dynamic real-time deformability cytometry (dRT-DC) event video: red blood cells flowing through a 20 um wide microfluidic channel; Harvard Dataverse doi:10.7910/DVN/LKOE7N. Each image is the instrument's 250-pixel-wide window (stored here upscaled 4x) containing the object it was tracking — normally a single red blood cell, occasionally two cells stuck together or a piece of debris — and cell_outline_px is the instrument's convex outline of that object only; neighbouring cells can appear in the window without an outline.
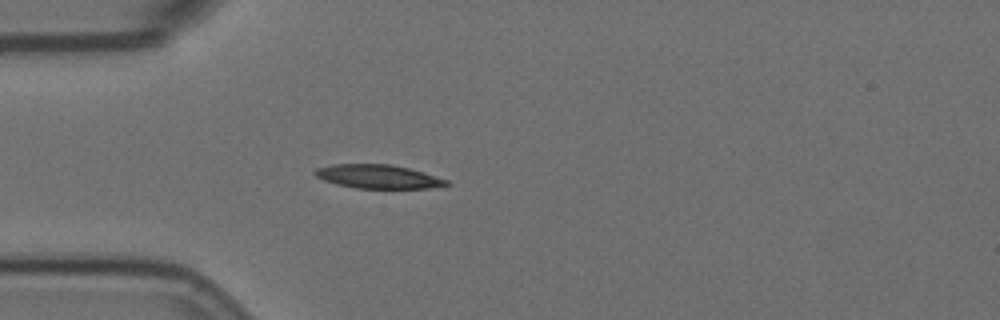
{"species": "Egyptian fruit bat (a non-hibernating species)", "species_latin": "Rousettus aegyptiacus", "temperature_condition": "room temperature", "stored_images_in_passage": 1, "camera_frame_rate_fps": 3000, "um_per_image_px": 0.085, "animal": {"sex": "female"}, "frame": {"image": 1, "passage_image": 1, "time_ms": 0.0, "image_size_px": [1000, 320], "cell_outline_px": [[452, 184], [428, 188], [356, 188], [336, 184], [324, 180], [316, 176], [312, 172], [316, 168], [332, 164], [388, 164], [408, 168], [448, 180]], "centroid_in_image_um": [32.1, 15.01], "position_along_channel_um": 52.9, "area_um2": 18.03}}